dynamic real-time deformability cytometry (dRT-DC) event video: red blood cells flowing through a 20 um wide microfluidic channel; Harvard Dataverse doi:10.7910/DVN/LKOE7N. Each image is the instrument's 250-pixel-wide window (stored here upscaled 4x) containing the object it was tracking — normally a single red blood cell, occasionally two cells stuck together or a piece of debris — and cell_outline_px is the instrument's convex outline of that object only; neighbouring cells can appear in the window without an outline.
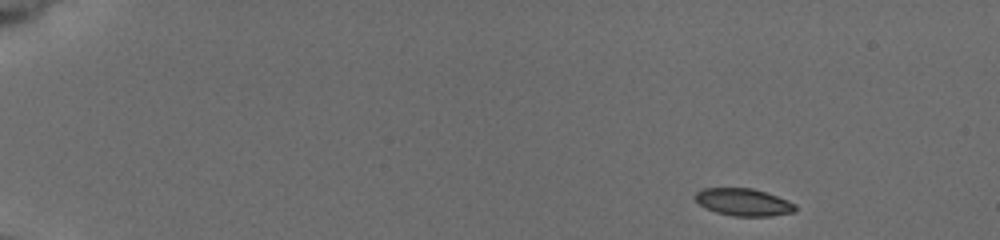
{"species": "common noctule bat (a hibernating species)", "species_latin": "Nyctalus noctula", "temperature_condition": "cold", "stored_images_in_passage": 50, "camera_frame_rate_fps": 3000, "um_per_image_px": 0.085, "animal": {"sex": "female", "body_mass_g": 19.5, "forearm_length_mm": 54.1}, "frame": {"image": 1, "passage_image": 1, "time_ms": 0.0, "image_size_px": [1000, 240], "cell_outline_px": [[796, 212], [772, 216], [732, 216], [716, 212], [704, 208], [692, 196], [700, 188], [752, 188], [788, 200], [796, 204]], "centroid_in_image_um": [63.17, 17.19], "position_along_channel_um": 21.8, "area_um2": 16.13}}
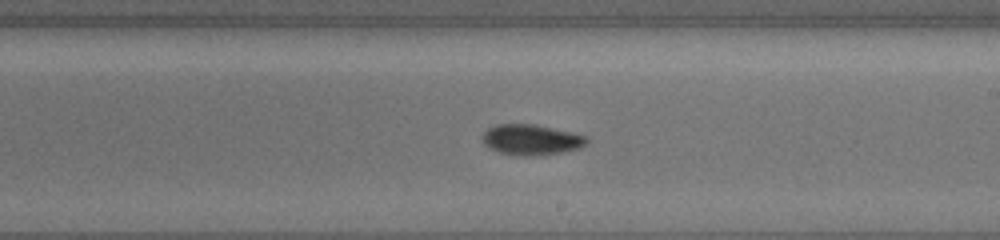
{"frame": {"image": 2, "passage_image": 29, "time_ms": 9.333, "image_size_px": [1000, 240], "cell_outline_px": [[588, 144], [580, 148], [564, 152], [540, 156], [516, 156], [500, 152], [488, 148], [484, 144], [484, 132], [488, 128], [496, 124], [536, 124], [588, 136]], "centroid_in_image_um": [45.2, 11.89], "position_along_channel_um": 243.8, "area_um2": 18.84}}
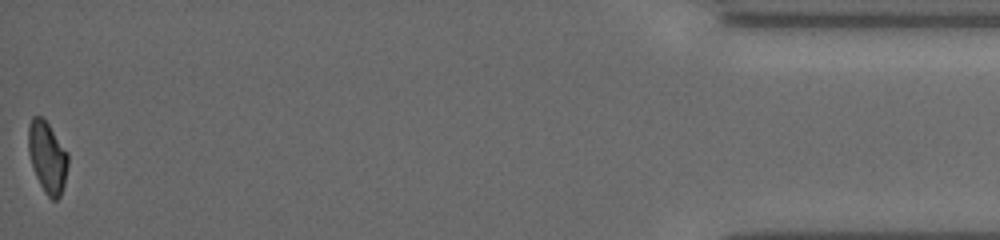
{"frame": {"image": 3, "passage_image": 50, "time_ms": 16.333, "image_size_px": [1000, 240], "cell_outline_px": [[68, 164], [64, 184], [60, 196], [56, 200], [52, 200], [44, 192], [36, 176], [28, 152], [28, 124], [32, 116], [40, 116], [48, 124], [68, 152]], "centroid_in_image_um": [4.02, 13.35], "position_along_channel_um": 431.2, "area_um2": 16.42}, "authors_computed_cell_mechanics": {"area_um2": 17.3689, "velocity_mm_per_s": 3.7803, "shape_relaxation_time_tau1_ms": 4.0953, "shape_relaxation_time_tau2_ms": 10.6353, "deformation_change_tau1": 0.1117, "deformation_change_tau2": 0.1345}}